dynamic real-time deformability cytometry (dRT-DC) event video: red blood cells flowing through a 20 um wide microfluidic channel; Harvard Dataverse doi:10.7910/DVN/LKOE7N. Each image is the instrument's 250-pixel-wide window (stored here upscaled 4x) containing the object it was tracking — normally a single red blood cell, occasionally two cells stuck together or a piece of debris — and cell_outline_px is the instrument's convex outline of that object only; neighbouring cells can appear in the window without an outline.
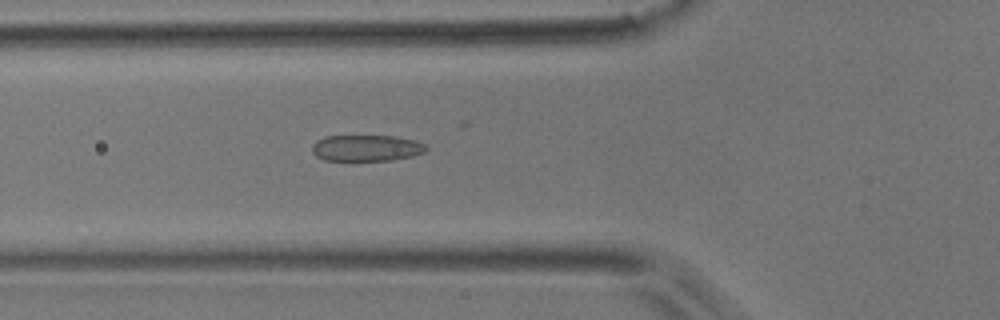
{"species": "common noctule bat (a hibernating species)", "species_latin": "Nyctalus noctula", "temperature_condition": "room temperature", "stored_images_in_passage": 39, "camera_frame_rate_fps": 3000, "um_per_image_px": 0.085, "animal": {"sex": "male", "body_mass_g": 17.9}, "frame": {"image": 1, "passage_image": 6, "time_ms": 1.667, "image_size_px": [1000, 320], "cell_outline_px": [[428, 148], [424, 152], [412, 156], [392, 160], [324, 160], [316, 156], [312, 152], [312, 144], [316, 140], [324, 136], [396, 136], [416, 140], [428, 144]], "centroid_in_image_um": [31.16, 12.57], "position_along_channel_um": 94.6, "area_um2": 17.63}}
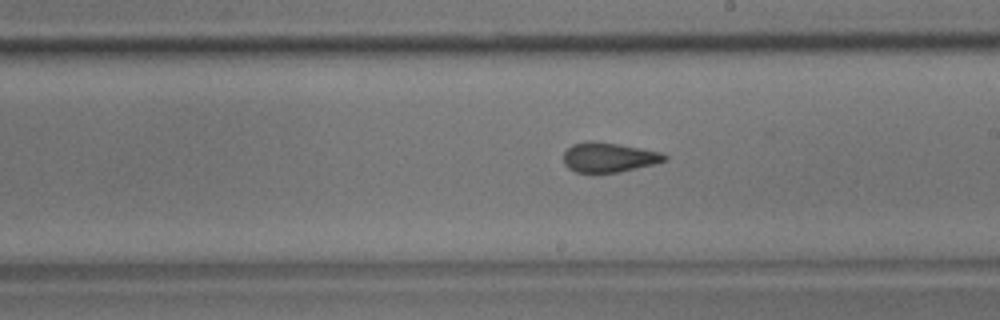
{"frame": {"image": 2, "passage_image": 17, "time_ms": 5.333, "image_size_px": [1000, 320], "cell_outline_px": [[668, 160], [620, 172], [576, 172], [568, 168], [564, 164], [564, 152], [572, 144], [588, 140], [592, 140], [616, 144], [660, 152], [668, 156]], "centroid_in_image_um": [51.72, 13.37], "position_along_channel_um": 237.3, "area_um2": 17.28}}
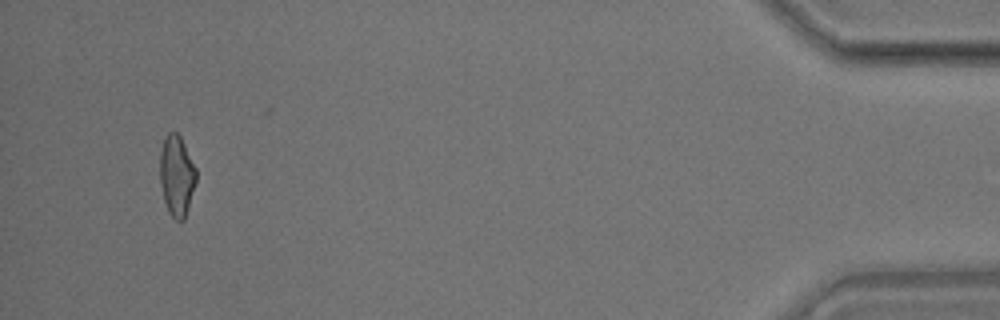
{"frame": {"image": 3, "passage_image": 37, "time_ms": 12.0, "image_size_px": [1000, 320], "cell_outline_px": [[196, 180], [184, 220], [176, 220], [168, 212], [164, 200], [160, 180], [160, 152], [164, 136], [168, 132], [176, 132], [180, 136], [196, 168]], "centroid_in_image_um": [15.0, 14.91], "position_along_channel_um": 420.2, "area_um2": 16.88}, "authors_computed_cell_mechanics": {"area_um2": 17.6868, "velocity_mm_per_s": 3.8723, "shape_relaxation_time_tau1_ms": null, "shape_relaxation_time_tau2_ms": 1.6372, "deformation_change_tau1": null, "deformation_change_tau2": 0.0751}}